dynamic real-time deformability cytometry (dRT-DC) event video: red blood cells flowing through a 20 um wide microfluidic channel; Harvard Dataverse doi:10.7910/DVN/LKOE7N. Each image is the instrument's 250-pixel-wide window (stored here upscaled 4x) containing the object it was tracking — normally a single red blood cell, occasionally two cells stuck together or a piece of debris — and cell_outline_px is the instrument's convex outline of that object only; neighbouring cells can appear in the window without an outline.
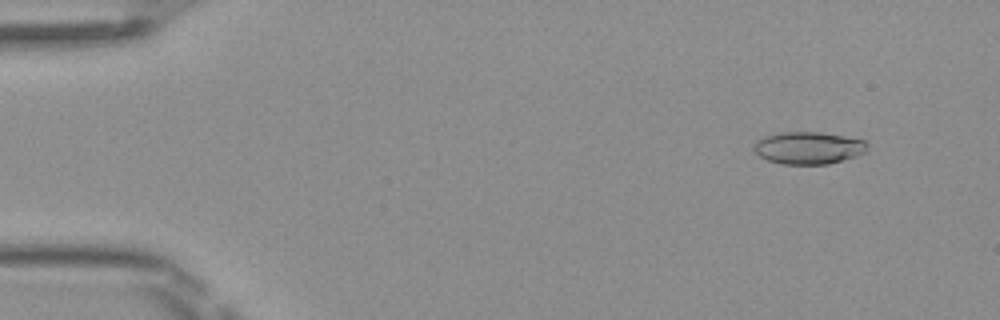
{"species": "Egyptian fruit bat (a non-hibernating species)", "species_latin": "Rousettus aegyptiacus", "temperature_condition": "room temperature", "stored_images_in_passage": 5, "camera_frame_rate_fps": 3000, "um_per_image_px": 0.085, "frame": {"image": 1, "passage_image": 2, "time_ms": 0.333, "image_size_px": [1000, 320], "cell_outline_px": [[868, 152], [856, 156], [828, 164], [780, 164], [768, 160], [760, 156], [752, 148], [752, 144], [756, 140], [764, 136], [780, 132], [820, 132], [844, 136], [864, 140], [868, 144]], "centroid_in_image_um": [68.71, 12.57], "position_along_channel_um": 16.3, "area_um2": 21.56}}
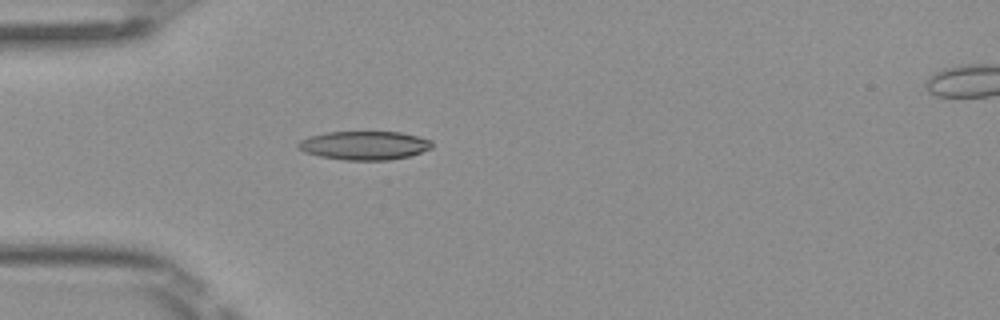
{"frame": {"image": 2, "passage_image": 4, "time_ms": 1.0, "image_size_px": [1000, 320], "cell_outline_px": [[432, 148], [408, 156], [388, 160], [344, 160], [320, 156], [304, 152], [296, 144], [300, 140], [308, 136], [328, 132], [400, 132], [432, 140]], "centroid_in_image_um": [30.96, 12.36], "position_along_channel_um": 54.0, "area_um2": 22.25}}